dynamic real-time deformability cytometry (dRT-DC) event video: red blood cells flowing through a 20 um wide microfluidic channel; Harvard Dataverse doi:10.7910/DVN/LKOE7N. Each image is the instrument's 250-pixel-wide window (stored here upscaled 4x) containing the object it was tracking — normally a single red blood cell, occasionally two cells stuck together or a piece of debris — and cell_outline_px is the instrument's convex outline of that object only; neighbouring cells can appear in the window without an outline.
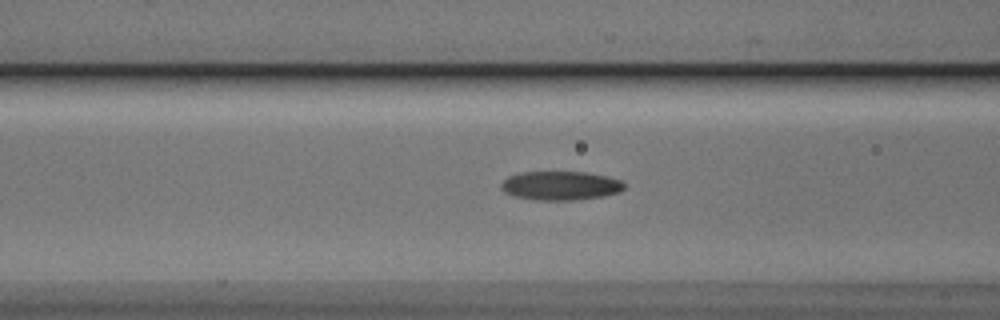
{"species": "Egyptian fruit bat (a non-hibernating species)", "species_latin": "Rousettus aegyptiacus", "temperature_condition": "cold", "stored_images_in_passage": 34, "camera_frame_rate_fps": 3000, "um_per_image_px": 0.085, "animal": {"sex": "male"}, "frame": {"image": 1, "passage_image": 5, "time_ms": 1.333, "image_size_px": [1000, 320], "cell_outline_px": [[624, 188], [620, 192], [604, 196], [572, 200], [536, 200], [512, 196], [504, 192], [500, 188], [500, 184], [508, 176], [520, 172], [584, 172], [604, 176], [620, 180], [624, 184]], "centroid_in_image_um": [47.59, 15.78], "position_along_channel_um": 119.0, "area_um2": 20.75}}
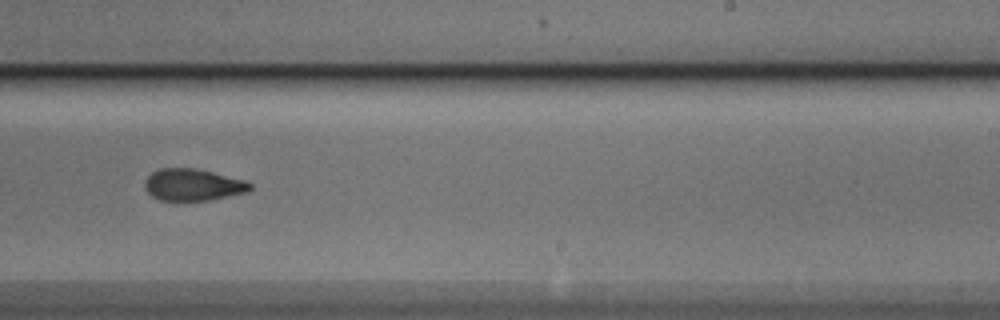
{"frame": {"image": 2, "passage_image": 17, "time_ms": 5.333, "image_size_px": [1000, 320], "cell_outline_px": [[252, 188], [248, 192], [208, 200], [160, 200], [152, 196], [144, 188], [144, 180], [152, 172], [160, 168], [196, 168], [244, 180], [252, 184]], "centroid_in_image_um": [16.38, 15.7], "position_along_channel_um": 272.6, "area_um2": 19.48}}
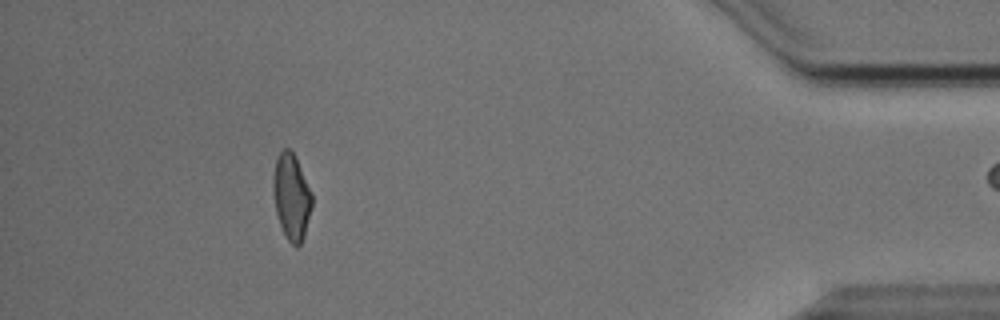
{"frame": {"image": 3, "passage_image": 32, "time_ms": 10.333, "image_size_px": [1000, 320], "cell_outline_px": [[312, 208], [304, 236], [300, 244], [296, 248], [288, 240], [280, 224], [276, 212], [272, 192], [272, 180], [276, 156], [284, 148], [288, 148], [296, 156], [312, 192]], "centroid_in_image_um": [24.77, 16.69], "position_along_channel_um": 410.4, "area_um2": 19.71}, "authors_computed_cell_mechanics": {"area_um2": 20.2878, "velocity_mm_per_s": 3.8471, "shape_relaxation_time_tau1_ms": 5.4946, "shape_relaxation_time_tau2_ms": 2.2083, "deformation_change_tau1": 0.1592, "deformation_change_tau2": 0.0913}}